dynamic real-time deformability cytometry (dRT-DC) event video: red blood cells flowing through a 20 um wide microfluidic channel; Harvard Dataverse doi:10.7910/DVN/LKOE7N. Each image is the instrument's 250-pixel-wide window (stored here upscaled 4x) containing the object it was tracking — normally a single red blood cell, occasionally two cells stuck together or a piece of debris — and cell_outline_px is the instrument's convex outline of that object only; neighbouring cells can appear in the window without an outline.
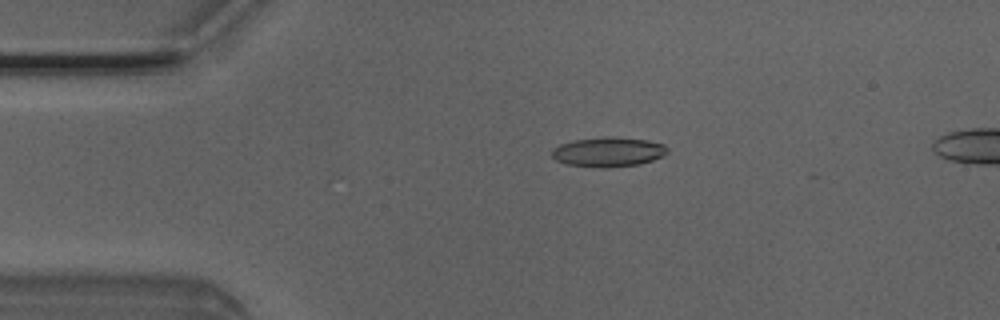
{"species": "Egyptian fruit bat (a non-hibernating species)", "species_latin": "Rousettus aegyptiacus", "temperature_condition": "room temperature", "stored_images_in_passage": 3, "camera_frame_rate_fps": 3000, "um_per_image_px": 0.085, "animal": {"sex": "male"}, "frame": {"image": 1, "passage_image": 1, "time_ms": 0.0, "image_size_px": [1000, 320], "cell_outline_px": [[668, 152], [664, 156], [640, 164], [604, 168], [568, 164], [556, 160], [552, 156], [552, 148], [560, 144], [576, 140], [604, 136], [612, 136], [648, 140], [664, 144], [668, 148]], "centroid_in_image_um": [51.73, 12.9], "position_along_channel_um": 33.3, "area_um2": 20.0}}